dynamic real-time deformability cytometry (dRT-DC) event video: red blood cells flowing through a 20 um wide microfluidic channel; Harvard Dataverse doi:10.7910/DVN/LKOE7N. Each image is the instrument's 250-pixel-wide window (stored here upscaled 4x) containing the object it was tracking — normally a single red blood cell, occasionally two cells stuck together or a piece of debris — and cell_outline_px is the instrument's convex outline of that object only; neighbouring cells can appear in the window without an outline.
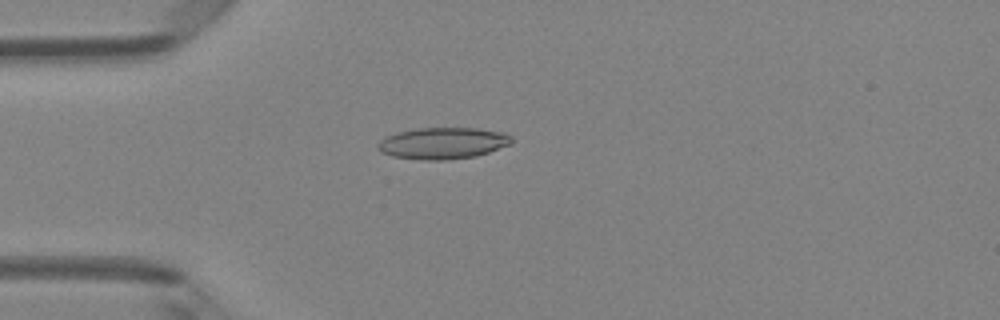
{"species": "Egyptian fruit bat (a non-hibernating species)", "species_latin": "Rousettus aegyptiacus", "temperature_condition": "room temperature", "stored_images_in_passage": 49, "camera_frame_rate_fps": 3000, "um_per_image_px": 0.085, "animal": {"sex": "female"}, "frame": {"image": 1, "passage_image": 13, "time_ms": 4.0, "image_size_px": [1000, 320], "cell_outline_px": [[512, 144], [476, 156], [444, 160], [424, 160], [392, 156], [380, 152], [376, 148], [376, 144], [380, 140], [396, 132], [416, 128], [476, 128], [504, 132], [512, 136]], "centroid_in_image_um": [37.63, 12.17], "position_along_channel_um": 47.4, "area_um2": 24.74}}
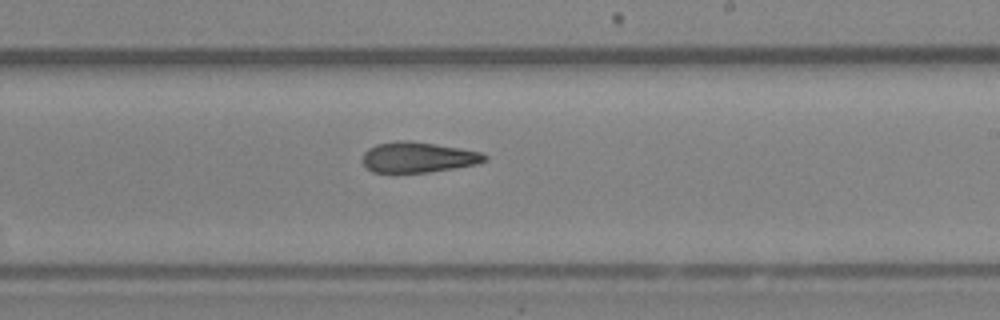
{"frame": {"image": 2, "passage_image": 29, "time_ms": 9.333, "image_size_px": [1000, 320], "cell_outline_px": [[488, 160], [476, 164], [428, 172], [372, 172], [364, 164], [364, 152], [368, 148], [376, 144], [404, 140], [460, 148], [484, 152], [488, 156]], "centroid_in_image_um": [35.57, 13.37], "position_along_channel_um": 253.4, "area_um2": 21.39}}
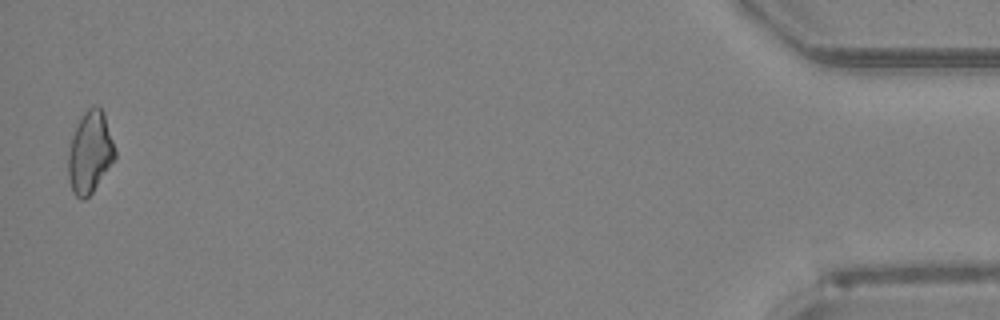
{"frame": {"image": 3, "passage_image": 48, "time_ms": 15.667, "image_size_px": [1000, 320], "cell_outline_px": [[116, 160], [92, 192], [84, 200], [80, 200], [72, 192], [68, 180], [68, 152], [72, 136], [84, 112], [88, 108], [96, 104], [104, 112], [116, 148]], "centroid_in_image_um": [7.67, 12.97], "position_along_channel_um": 427.5, "area_um2": 22.6}, "authors_computed_cell_mechanics": {"area_um2": 22.5998, "velocity_mm_per_s": 4.1695, "shape_relaxation_time_tau1_ms": null, "shape_relaxation_time_tau2_ms": 6.0813, "deformation_change_tau1": null, "deformation_change_tau2": 0.1845}}